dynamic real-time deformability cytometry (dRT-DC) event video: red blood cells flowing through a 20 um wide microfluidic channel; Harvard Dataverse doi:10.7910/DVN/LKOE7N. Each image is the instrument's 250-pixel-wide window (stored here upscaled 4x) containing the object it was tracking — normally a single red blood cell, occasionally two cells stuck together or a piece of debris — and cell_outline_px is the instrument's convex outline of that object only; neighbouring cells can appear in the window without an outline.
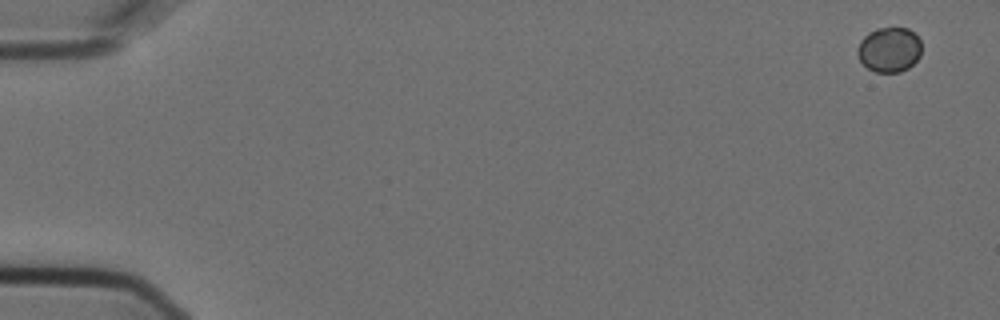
{"species": "Egyptian fruit bat (a non-hibernating species)", "species_latin": "Rousettus aegyptiacus", "temperature_condition": "cold", "stored_images_in_passage": 7, "camera_frame_rate_fps": 3000, "um_per_image_px": 0.085, "animal": {"sex": "female"}, "frame": {"image": 1, "passage_image": 1, "time_ms": 0.0, "image_size_px": [1000, 320], "cell_outline_px": [[920, 56], [908, 68], [900, 72], [876, 72], [868, 68], [860, 60], [856, 52], [860, 40], [868, 32], [876, 28], [908, 28], [920, 40]], "centroid_in_image_um": [75.56, 4.21], "position_along_channel_um": 9.4, "area_um2": 16.7}}
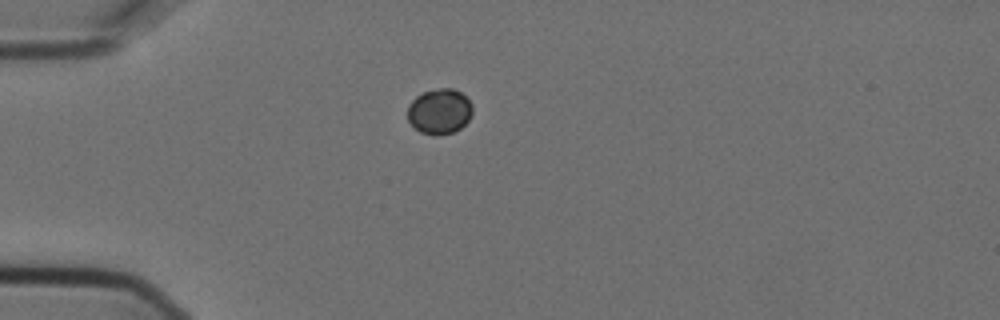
{"frame": {"image": 2, "passage_image": 5, "time_ms": 1.333, "image_size_px": [1000, 320], "cell_outline_px": [[472, 112], [468, 120], [460, 128], [452, 132], [420, 132], [408, 120], [408, 104], [416, 96], [424, 92], [440, 88], [452, 88], [460, 92], [472, 104]], "centroid_in_image_um": [37.35, 9.41], "position_along_channel_um": 47.6, "area_um2": 16.53}}
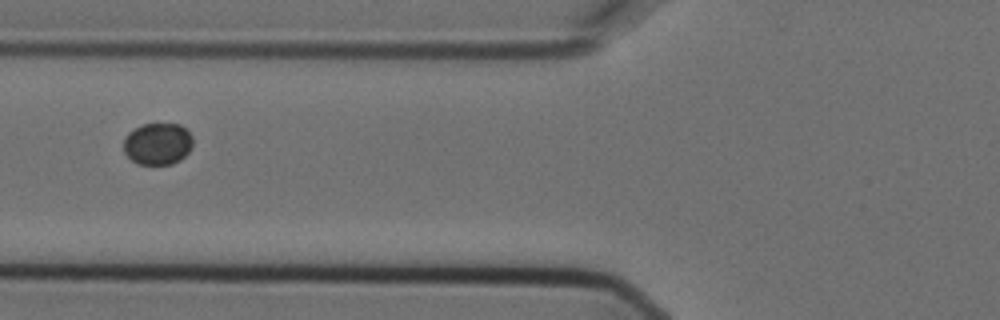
{"frame": {"image": 3, "passage_image": 7, "time_ms": 2.0, "image_size_px": [1000, 320], "cell_outline_px": [[192, 144], [188, 152], [180, 160], [172, 164], [136, 164], [124, 152], [124, 136], [128, 132], [144, 124], [180, 124], [192, 136]], "centroid_in_image_um": [13.39, 12.23], "position_along_channel_um": 112.4, "area_um2": 16.82}}